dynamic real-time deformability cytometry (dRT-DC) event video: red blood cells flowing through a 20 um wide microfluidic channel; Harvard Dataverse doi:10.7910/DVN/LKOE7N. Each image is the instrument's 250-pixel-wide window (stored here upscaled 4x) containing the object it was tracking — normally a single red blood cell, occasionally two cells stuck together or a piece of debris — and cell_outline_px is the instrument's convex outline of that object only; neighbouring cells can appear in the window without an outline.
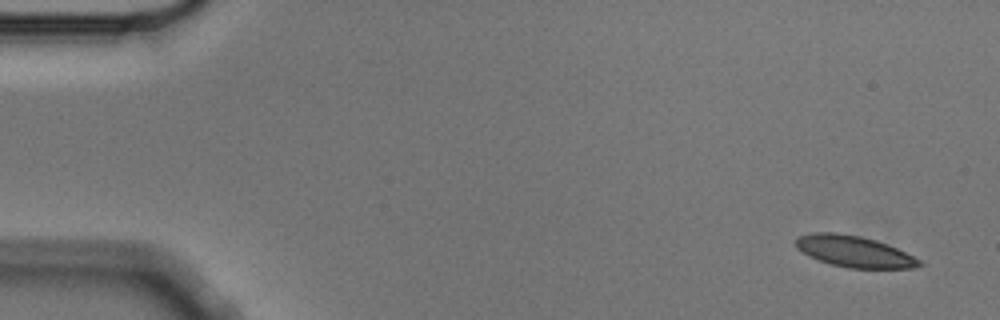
{"species": "Egyptian fruit bat (a non-hibernating species)", "species_latin": "Rousettus aegyptiacus", "temperature_condition": "cold", "stored_images_in_passage": 3, "camera_frame_rate_fps": 3000, "um_per_image_px": 0.085, "animal": {"sex": "male"}, "frame": {"image": 1, "passage_image": 1, "time_ms": 0.0, "image_size_px": [1000, 320], "cell_outline_px": [[924, 264], [912, 268], [848, 268], [832, 264], [808, 256], [796, 248], [796, 236], [816, 232], [836, 232], [860, 236], [876, 240], [888, 244], [920, 260]], "centroid_in_image_um": [72.57, 21.36], "position_along_channel_um": 12.4, "area_um2": 22.43}}